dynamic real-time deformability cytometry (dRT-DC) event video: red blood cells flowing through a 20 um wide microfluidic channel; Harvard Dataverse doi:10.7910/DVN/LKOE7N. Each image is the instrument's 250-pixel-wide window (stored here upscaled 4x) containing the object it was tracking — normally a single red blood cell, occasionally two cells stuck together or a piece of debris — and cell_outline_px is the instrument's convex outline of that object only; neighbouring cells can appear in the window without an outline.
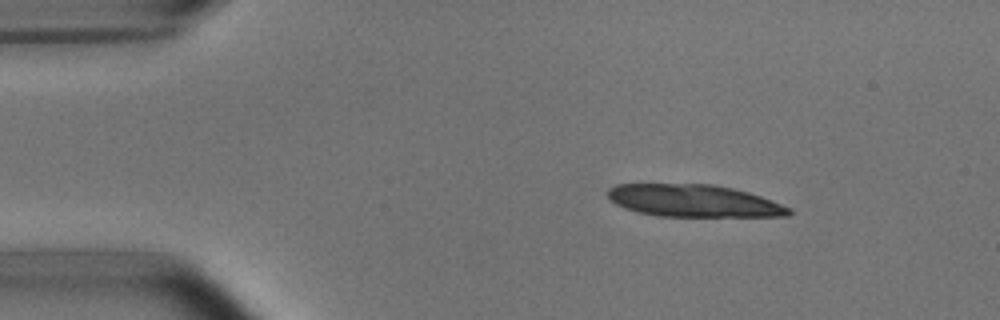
{"species": "common noctule bat (a hibernating species)", "species_latin": "Nyctalus noctula", "temperature_condition": "room temperature", "stored_images_in_passage": 3, "camera_frame_rate_fps": 3000, "um_per_image_px": 0.085, "animal": {"sex": "male", "body_mass_g": 15.6}, "frame": {"image": 1, "passage_image": 1, "time_ms": 0.0, "image_size_px": [1000, 320], "cell_outline_px": [[792, 212], [788, 216], [656, 216], [636, 212], [624, 208], [616, 204], [608, 196], [608, 188], [616, 184], [712, 184], [732, 188], [748, 192], [772, 200], [792, 208]], "centroid_in_image_um": [58.96, 17.07], "position_along_channel_um": 26.0, "area_um2": 34.1}}
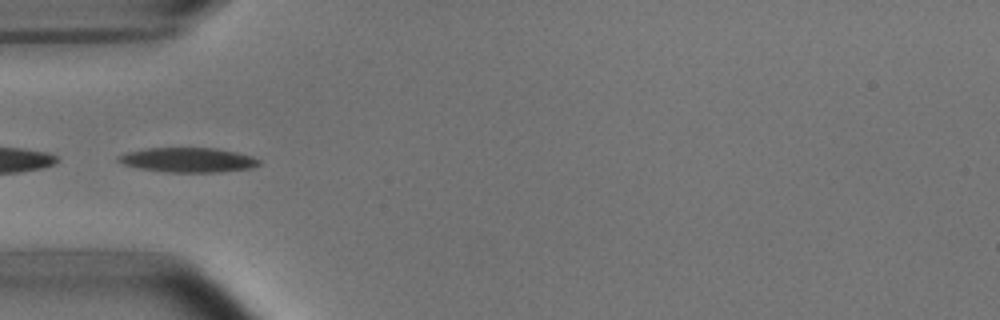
{"frame": {"image": 2, "passage_image": 3, "time_ms": 0.667, "image_size_px": [1000, 320], "cell_outline_px": [[260, 164], [252, 168], [220, 172], [168, 172], [140, 168], [124, 164], [116, 160], [120, 156], [128, 152], [148, 148], [216, 148], [236, 152], [252, 156], [260, 160]], "centroid_in_image_um": [16.04, 13.6], "position_along_channel_um": 69.0, "area_um2": 20.0}}